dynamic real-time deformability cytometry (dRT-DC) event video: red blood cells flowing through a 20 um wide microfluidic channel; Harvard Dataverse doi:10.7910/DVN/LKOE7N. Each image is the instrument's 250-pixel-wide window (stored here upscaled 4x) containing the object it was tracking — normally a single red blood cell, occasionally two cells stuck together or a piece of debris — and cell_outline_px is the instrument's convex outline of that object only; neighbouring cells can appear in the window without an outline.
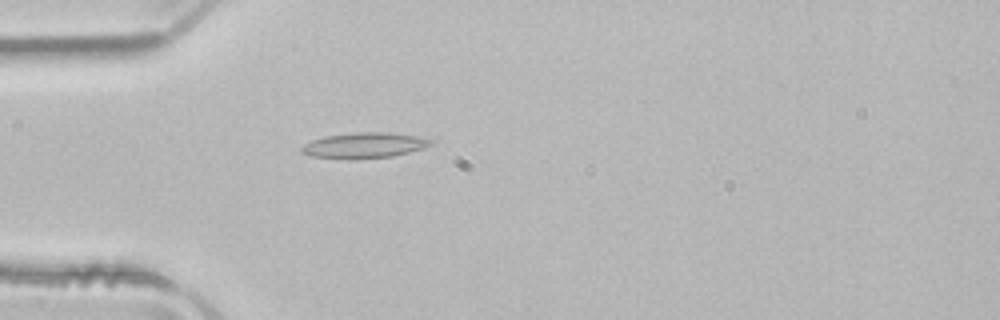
{"species": "common noctule bat (a hibernating species)", "species_latin": "Nyctalus noctula", "temperature_condition": "room temperature", "stored_images_in_passage": 50, "camera_frame_rate_fps": 3000, "um_per_image_px": 0.085, "animal": {"sex": "male", "body_mass_g": 21.5, "forearm_length_mm": 52.0}, "frame": {"image": 1, "passage_image": 14, "time_ms": 4.333, "image_size_px": [1000, 320], "cell_outline_px": [[432, 144], [424, 148], [392, 156], [312, 156], [300, 152], [300, 148], [304, 144], [312, 140], [324, 136], [356, 132], [388, 132], [416, 136], [432, 140]], "centroid_in_image_um": [30.98, 12.29], "position_along_channel_um": 54.0, "area_um2": 18.15}}
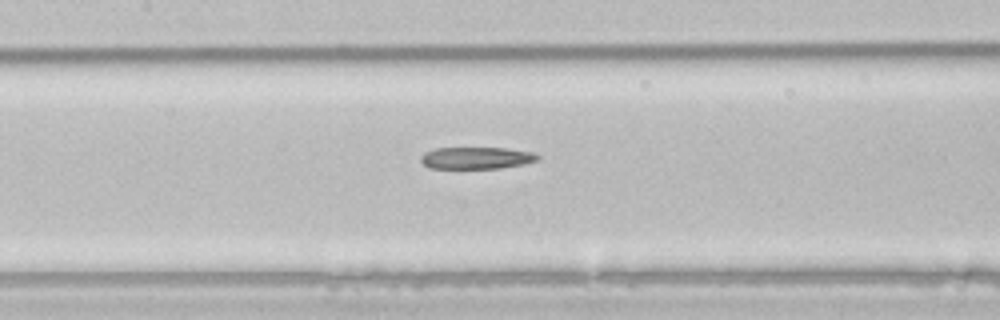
{"frame": {"image": 2, "passage_image": 23, "time_ms": 7.333, "image_size_px": [1000, 320], "cell_outline_px": [[540, 160], [524, 164], [500, 168], [428, 168], [420, 160], [420, 156], [424, 152], [436, 148], [504, 148], [532, 152], [540, 156]], "centroid_in_image_um": [40.5, 13.42], "position_along_channel_um": 166.9, "area_um2": 14.97}}
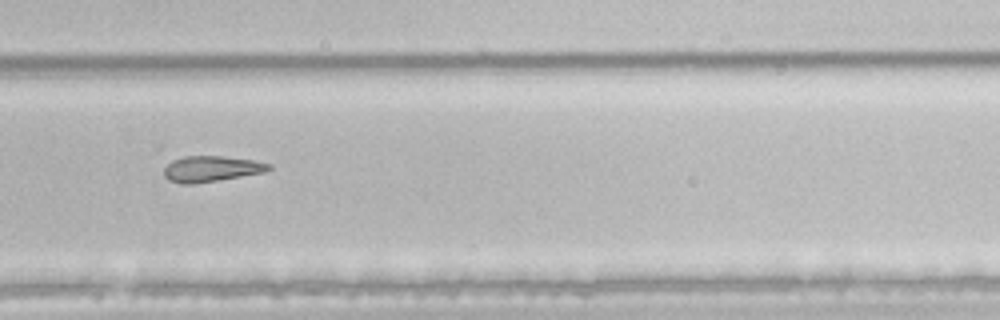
{"frame": {"image": 3, "passage_image": 34, "time_ms": 11.0, "image_size_px": [1000, 320], "cell_outline_px": [[272, 168], [264, 172], [196, 184], [180, 184], [168, 180], [164, 176], [164, 168], [172, 160], [184, 156], [224, 156], [252, 160], [272, 164]], "centroid_in_image_um": [17.94, 14.35], "position_along_channel_um": 311.9, "area_um2": 15.84}}